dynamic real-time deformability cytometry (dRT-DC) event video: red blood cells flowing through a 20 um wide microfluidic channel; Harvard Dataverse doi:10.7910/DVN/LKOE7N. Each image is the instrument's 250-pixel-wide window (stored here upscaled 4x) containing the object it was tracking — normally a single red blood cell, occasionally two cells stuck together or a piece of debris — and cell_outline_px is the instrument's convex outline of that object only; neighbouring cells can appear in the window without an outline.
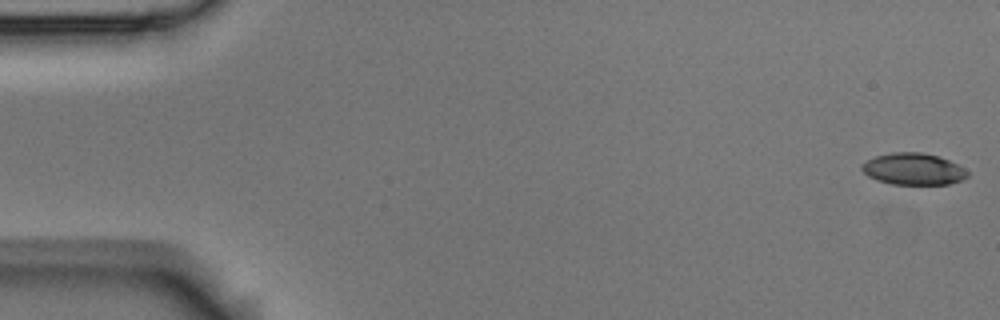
{"species": "Egyptian fruit bat (a non-hibernating species)", "species_latin": "Rousettus aegyptiacus", "temperature_condition": "room temperature", "stored_images_in_passage": 6, "camera_frame_rate_fps": 3000, "um_per_image_px": 0.085, "animal": {"sex": "male"}, "frame": {"image": 1, "passage_image": 1, "time_ms": 0.0, "image_size_px": [1000, 320], "cell_outline_px": [[968, 176], [960, 180], [948, 184], [892, 184], [876, 180], [868, 176], [860, 168], [868, 160], [876, 156], [892, 152], [920, 152], [936, 156], [948, 160], [964, 168], [968, 172]], "centroid_in_image_um": [77.62, 14.37], "position_along_channel_um": 7.4, "area_um2": 19.25}}